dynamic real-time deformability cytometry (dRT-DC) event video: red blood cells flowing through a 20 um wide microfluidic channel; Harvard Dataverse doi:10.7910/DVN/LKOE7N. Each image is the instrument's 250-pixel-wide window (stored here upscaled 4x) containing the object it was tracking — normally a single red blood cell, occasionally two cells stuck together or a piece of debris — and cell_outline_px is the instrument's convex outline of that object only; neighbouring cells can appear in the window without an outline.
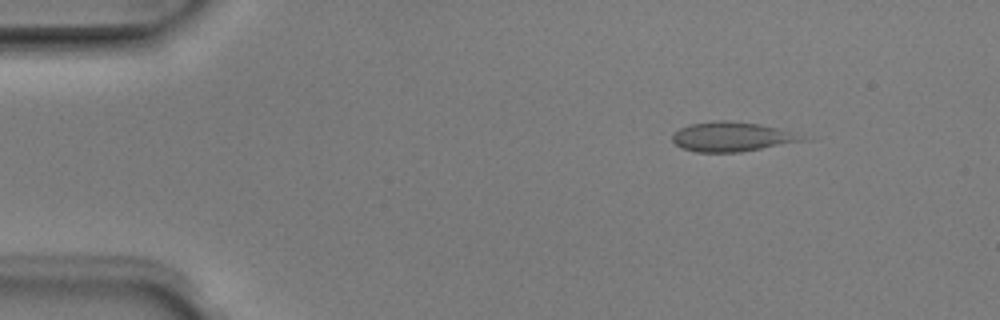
{"species": "Egyptian fruit bat (a non-hibernating species)", "species_latin": "Rousettus aegyptiacus", "temperature_condition": "room temperature", "stored_images_in_passage": 4, "camera_frame_rate_fps": 3000, "um_per_image_px": 0.085, "animal": {"sex": "male"}, "frame": {"image": 1, "passage_image": 2, "time_ms": 0.333, "image_size_px": [1000, 320], "cell_outline_px": [[812, 140], [740, 152], [696, 152], [680, 148], [672, 140], [672, 136], [680, 128], [692, 124], [716, 120], [728, 120], [760, 124], [776, 128]], "centroid_in_image_um": [62.19, 11.63], "position_along_channel_um": 22.8, "area_um2": 22.2}}